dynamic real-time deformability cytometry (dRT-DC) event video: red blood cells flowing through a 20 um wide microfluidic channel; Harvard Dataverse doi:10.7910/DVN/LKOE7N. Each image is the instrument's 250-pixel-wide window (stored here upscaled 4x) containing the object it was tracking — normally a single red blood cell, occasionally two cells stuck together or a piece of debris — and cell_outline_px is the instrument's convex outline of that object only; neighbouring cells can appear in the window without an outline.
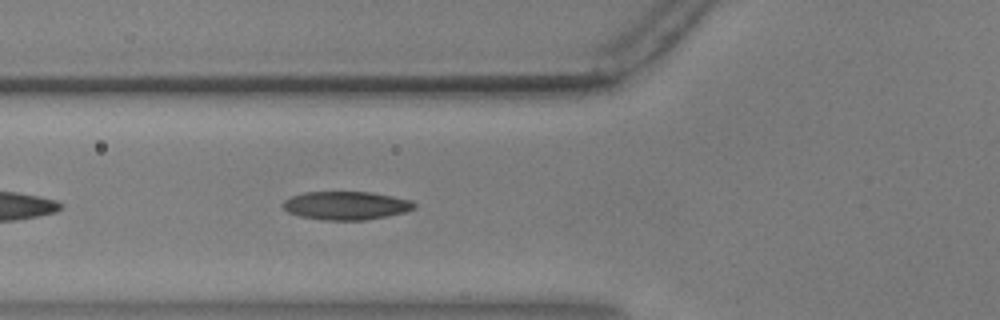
{"species": "common noctule bat (a hibernating species)", "species_latin": "Nyctalus noctula", "temperature_condition": "warm", "stored_images_in_passage": 19, "camera_frame_rate_fps": 3000, "um_per_image_px": 0.085, "animal": {"sex": "male", "body_mass_g": 17.9, "forearm_length_mm": 54.2}, "frame": {"image": 1, "passage_image": 6, "time_ms": 1.667, "image_size_px": [1000, 320], "cell_outline_px": [[416, 208], [404, 212], [364, 220], [324, 220], [300, 216], [288, 212], [284, 208], [284, 200], [292, 196], [304, 192], [372, 192], [412, 200], [416, 204]], "centroid_in_image_um": [29.43, 17.46], "position_along_channel_um": 96.4, "area_um2": 21.56}}
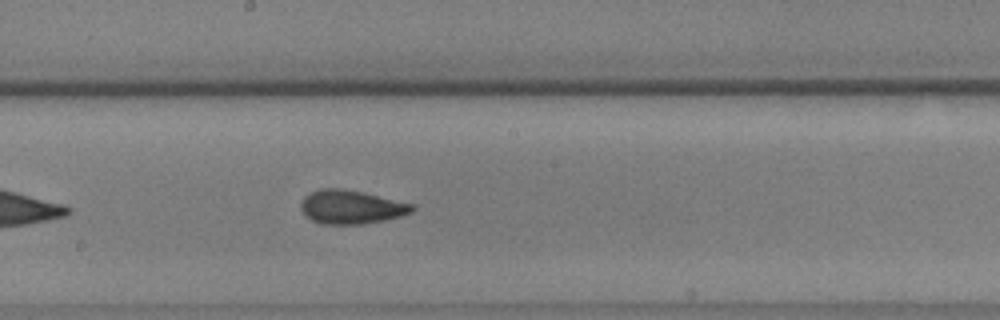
{"frame": {"image": 2, "passage_image": 16, "time_ms": 5.0, "image_size_px": [1000, 320], "cell_outline_px": [[416, 208], [412, 212], [400, 216], [384, 220], [364, 224], [324, 224], [312, 220], [304, 216], [300, 208], [300, 204], [304, 196], [308, 192], [320, 188], [344, 188], [364, 192], [412, 204]], "centroid_in_image_um": [29.8, 17.58], "position_along_channel_um": 218.4, "area_um2": 22.08}}